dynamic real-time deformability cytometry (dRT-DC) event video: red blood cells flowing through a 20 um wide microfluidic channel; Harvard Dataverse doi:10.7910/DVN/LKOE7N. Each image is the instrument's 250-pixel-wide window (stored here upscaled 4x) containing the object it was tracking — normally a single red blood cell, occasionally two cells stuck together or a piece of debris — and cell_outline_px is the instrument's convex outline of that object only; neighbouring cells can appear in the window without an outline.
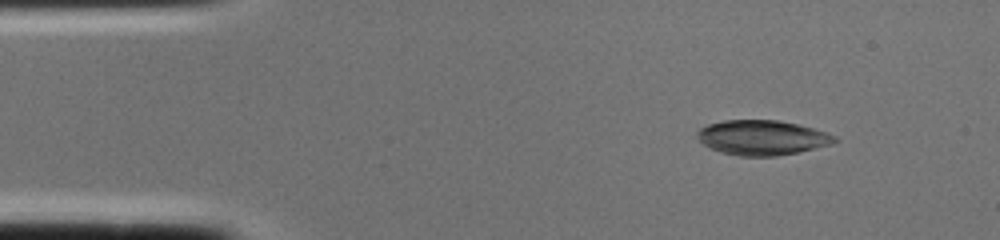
{"species": "common noctule bat (a hibernating species)", "species_latin": "Nyctalus noctula", "temperature_condition": "cold", "stored_images_in_passage": 1, "camera_frame_rate_fps": 3000, "um_per_image_px": 0.085, "animal": {"sex": "female", "body_mass_g": 22.0, "forearm_length_mm": 56.7}, "frame": {"image": 1, "passage_image": 1, "time_ms": 0.0, "image_size_px": [1000, 240], "cell_outline_px": [[840, 140], [832, 144], [796, 152], [776, 156], [740, 156], [720, 152], [704, 144], [696, 136], [696, 132], [700, 128], [708, 124], [724, 120], [776, 120], [796, 124], [812, 128], [836, 136]], "centroid_in_image_um": [64.77, 11.69], "position_along_channel_um": 20.2, "area_um2": 27.69}}